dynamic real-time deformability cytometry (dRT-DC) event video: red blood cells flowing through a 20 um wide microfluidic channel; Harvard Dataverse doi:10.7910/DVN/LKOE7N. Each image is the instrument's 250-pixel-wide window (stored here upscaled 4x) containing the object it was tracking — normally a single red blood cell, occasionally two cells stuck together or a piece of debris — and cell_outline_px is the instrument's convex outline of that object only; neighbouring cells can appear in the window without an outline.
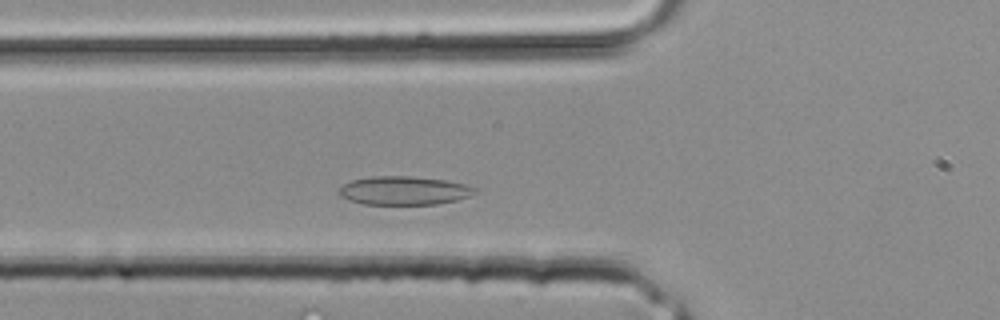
{"species": "common noctule bat (a hibernating species)", "species_latin": "Nyctalus noctula", "temperature_condition": "room temperature", "stored_images_in_passage": 19, "camera_frame_rate_fps": 3000, "um_per_image_px": 0.085, "animal": {"sex": "male", "body_mass_g": 20.4}, "frame": {"image": 1, "passage_image": 2, "time_ms": 0.333, "image_size_px": [1000, 320], "cell_outline_px": [[480, 192], [456, 200], [436, 204], [364, 204], [348, 200], [340, 196], [336, 192], [344, 184], [352, 180], [372, 176], [412, 176], [444, 180], [464, 184], [480, 188]], "centroid_in_image_um": [34.35, 16.2], "position_along_channel_um": 91.4, "area_um2": 22.77}}
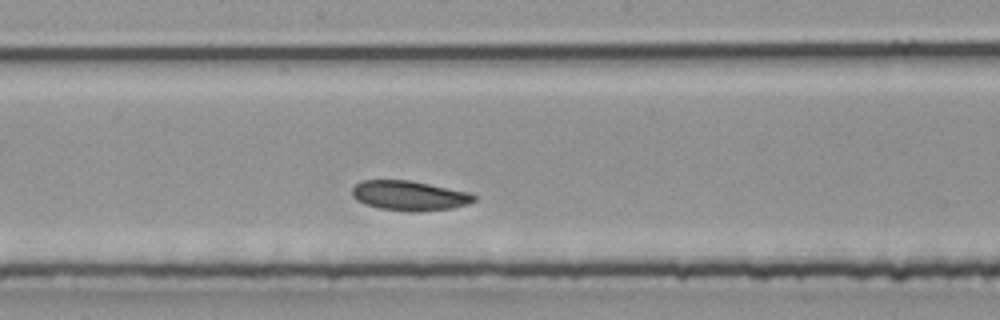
{"frame": {"image": 2, "passage_image": 8, "time_ms": 2.333, "image_size_px": [1000, 320], "cell_outline_px": [[476, 200], [468, 204], [452, 208], [420, 212], [408, 212], [380, 208], [356, 200], [352, 196], [352, 188], [360, 180], [412, 180], [472, 192], [476, 196]], "centroid_in_image_um": [34.84, 16.62], "position_along_channel_um": 213.4, "area_um2": 21.5}}
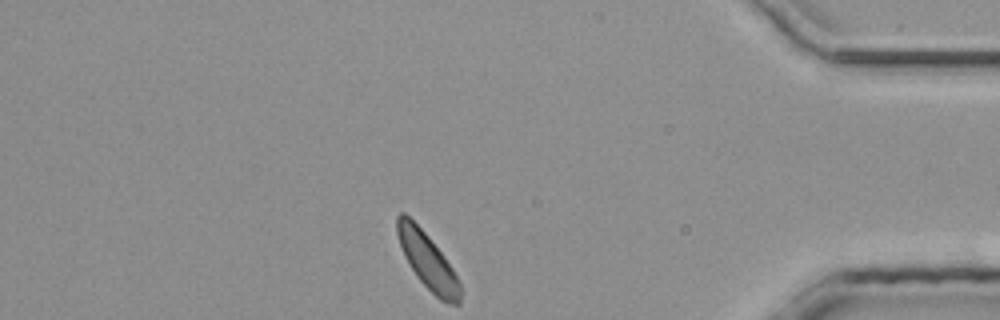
{"frame": {"image": 3, "passage_image": 19, "time_ms": 6.0, "image_size_px": [1000, 320], "cell_outline_px": [[460, 304], [448, 304], [440, 300], [416, 276], [404, 256], [396, 232], [396, 216], [400, 212], [404, 212], [428, 236], [444, 256], [452, 268], [460, 284]], "centroid_in_image_um": [36.33, 22.17], "position_along_channel_um": 398.9, "area_um2": 20.23}}